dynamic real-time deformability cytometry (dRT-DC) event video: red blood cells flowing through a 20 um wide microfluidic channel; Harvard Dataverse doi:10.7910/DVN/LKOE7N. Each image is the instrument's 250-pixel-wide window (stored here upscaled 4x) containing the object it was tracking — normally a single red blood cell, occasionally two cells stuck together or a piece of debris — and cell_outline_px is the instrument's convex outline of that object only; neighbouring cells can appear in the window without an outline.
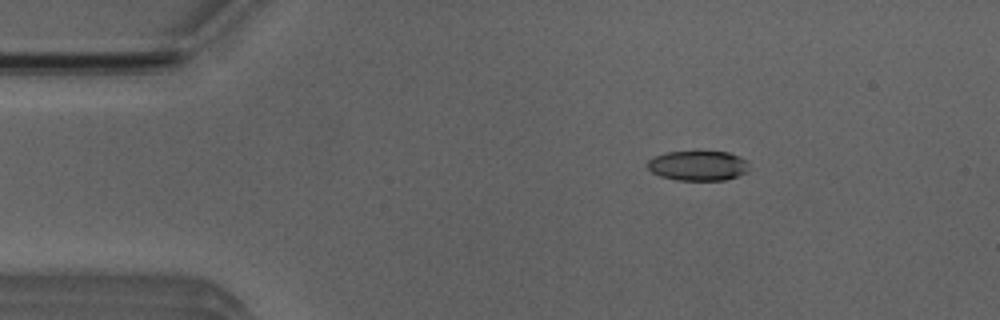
{"species": "Egyptian fruit bat (a non-hibernating species)", "species_latin": "Rousettus aegyptiacus", "temperature_condition": "room temperature", "stored_images_in_passage": 5, "camera_frame_rate_fps": 3000, "um_per_image_px": 0.085, "animal": {"sex": "male"}, "frame": {"image": 1, "passage_image": 2, "time_ms": 1.333, "image_size_px": [1000, 320], "cell_outline_px": [[748, 172], [724, 180], [676, 180], [660, 176], [652, 172], [648, 168], [648, 160], [664, 152], [728, 152], [740, 156], [744, 160], [748, 168]], "centroid_in_image_um": [59.31, 14.09], "position_along_channel_um": 25.7, "area_um2": 17.51}}
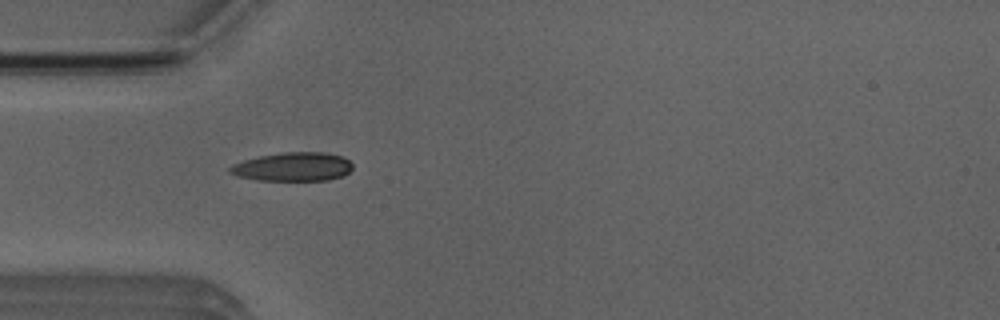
{"frame": {"image": 2, "passage_image": 4, "time_ms": 3.667, "image_size_px": [1000, 320], "cell_outline_px": [[352, 168], [344, 176], [328, 180], [256, 180], [240, 176], [228, 172], [228, 168], [244, 160], [260, 156], [284, 152], [324, 152], [344, 156], [352, 164]], "centroid_in_image_um": [24.95, 14.17], "position_along_channel_um": 60.1, "area_um2": 20.46}}